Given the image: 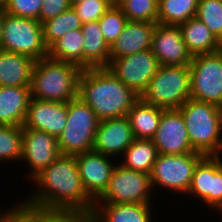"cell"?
I'll use <instances>...</instances> for the list:
<instances>
[{"instance_id": "39", "label": "cell", "mask_w": 222, "mask_h": 222, "mask_svg": "<svg viewBox=\"0 0 222 222\" xmlns=\"http://www.w3.org/2000/svg\"><path fill=\"white\" fill-rule=\"evenodd\" d=\"M4 8L0 6V43L2 39V29H3V20H4Z\"/></svg>"}, {"instance_id": "33", "label": "cell", "mask_w": 222, "mask_h": 222, "mask_svg": "<svg viewBox=\"0 0 222 222\" xmlns=\"http://www.w3.org/2000/svg\"><path fill=\"white\" fill-rule=\"evenodd\" d=\"M98 21L104 40L110 46L118 38L128 20L122 9L112 4Z\"/></svg>"}, {"instance_id": "22", "label": "cell", "mask_w": 222, "mask_h": 222, "mask_svg": "<svg viewBox=\"0 0 222 222\" xmlns=\"http://www.w3.org/2000/svg\"><path fill=\"white\" fill-rule=\"evenodd\" d=\"M35 60L0 49V86L30 87Z\"/></svg>"}, {"instance_id": "2", "label": "cell", "mask_w": 222, "mask_h": 222, "mask_svg": "<svg viewBox=\"0 0 222 222\" xmlns=\"http://www.w3.org/2000/svg\"><path fill=\"white\" fill-rule=\"evenodd\" d=\"M77 97L96 113L100 121L127 116L140 98L106 67L82 69Z\"/></svg>"}, {"instance_id": "11", "label": "cell", "mask_w": 222, "mask_h": 222, "mask_svg": "<svg viewBox=\"0 0 222 222\" xmlns=\"http://www.w3.org/2000/svg\"><path fill=\"white\" fill-rule=\"evenodd\" d=\"M160 67L151 49L125 57L110 58L106 67L127 87L141 96Z\"/></svg>"}, {"instance_id": "10", "label": "cell", "mask_w": 222, "mask_h": 222, "mask_svg": "<svg viewBox=\"0 0 222 222\" xmlns=\"http://www.w3.org/2000/svg\"><path fill=\"white\" fill-rule=\"evenodd\" d=\"M190 69L191 98L222 105V50L192 57Z\"/></svg>"}, {"instance_id": "14", "label": "cell", "mask_w": 222, "mask_h": 222, "mask_svg": "<svg viewBox=\"0 0 222 222\" xmlns=\"http://www.w3.org/2000/svg\"><path fill=\"white\" fill-rule=\"evenodd\" d=\"M158 154L179 155L196 152L191 145L187 128L178 109L163 110L157 131L151 139Z\"/></svg>"}, {"instance_id": "18", "label": "cell", "mask_w": 222, "mask_h": 222, "mask_svg": "<svg viewBox=\"0 0 222 222\" xmlns=\"http://www.w3.org/2000/svg\"><path fill=\"white\" fill-rule=\"evenodd\" d=\"M67 103L30 99L24 128L44 131L58 138L67 122Z\"/></svg>"}, {"instance_id": "13", "label": "cell", "mask_w": 222, "mask_h": 222, "mask_svg": "<svg viewBox=\"0 0 222 222\" xmlns=\"http://www.w3.org/2000/svg\"><path fill=\"white\" fill-rule=\"evenodd\" d=\"M60 155L57 138L41 130L23 127L20 163L22 161L24 166L26 165L30 169L26 173L27 182L47 168Z\"/></svg>"}, {"instance_id": "34", "label": "cell", "mask_w": 222, "mask_h": 222, "mask_svg": "<svg viewBox=\"0 0 222 222\" xmlns=\"http://www.w3.org/2000/svg\"><path fill=\"white\" fill-rule=\"evenodd\" d=\"M112 4V0H86L72 7L82 23H87L98 21Z\"/></svg>"}, {"instance_id": "20", "label": "cell", "mask_w": 222, "mask_h": 222, "mask_svg": "<svg viewBox=\"0 0 222 222\" xmlns=\"http://www.w3.org/2000/svg\"><path fill=\"white\" fill-rule=\"evenodd\" d=\"M152 209L139 203L94 204L90 216L91 222H154Z\"/></svg>"}, {"instance_id": "1", "label": "cell", "mask_w": 222, "mask_h": 222, "mask_svg": "<svg viewBox=\"0 0 222 222\" xmlns=\"http://www.w3.org/2000/svg\"><path fill=\"white\" fill-rule=\"evenodd\" d=\"M30 183L35 190L18 200L25 208L46 213H92L95 201L82 185L75 155L61 154Z\"/></svg>"}, {"instance_id": "6", "label": "cell", "mask_w": 222, "mask_h": 222, "mask_svg": "<svg viewBox=\"0 0 222 222\" xmlns=\"http://www.w3.org/2000/svg\"><path fill=\"white\" fill-rule=\"evenodd\" d=\"M67 122L57 138L61 154L78 155L92 151L100 120L96 113L78 97L67 102Z\"/></svg>"}, {"instance_id": "42", "label": "cell", "mask_w": 222, "mask_h": 222, "mask_svg": "<svg viewBox=\"0 0 222 222\" xmlns=\"http://www.w3.org/2000/svg\"><path fill=\"white\" fill-rule=\"evenodd\" d=\"M84 1H86V0H69V3L72 7L73 5L79 4V3L84 2Z\"/></svg>"}, {"instance_id": "21", "label": "cell", "mask_w": 222, "mask_h": 222, "mask_svg": "<svg viewBox=\"0 0 222 222\" xmlns=\"http://www.w3.org/2000/svg\"><path fill=\"white\" fill-rule=\"evenodd\" d=\"M30 99V87L0 86V125L23 126Z\"/></svg>"}, {"instance_id": "36", "label": "cell", "mask_w": 222, "mask_h": 222, "mask_svg": "<svg viewBox=\"0 0 222 222\" xmlns=\"http://www.w3.org/2000/svg\"><path fill=\"white\" fill-rule=\"evenodd\" d=\"M15 204L4 209L0 214V222H35V210L25 208L18 202Z\"/></svg>"}, {"instance_id": "5", "label": "cell", "mask_w": 222, "mask_h": 222, "mask_svg": "<svg viewBox=\"0 0 222 222\" xmlns=\"http://www.w3.org/2000/svg\"><path fill=\"white\" fill-rule=\"evenodd\" d=\"M140 98L164 110L179 109L191 98L189 66L160 65Z\"/></svg>"}, {"instance_id": "4", "label": "cell", "mask_w": 222, "mask_h": 222, "mask_svg": "<svg viewBox=\"0 0 222 222\" xmlns=\"http://www.w3.org/2000/svg\"><path fill=\"white\" fill-rule=\"evenodd\" d=\"M192 148L203 155L222 154L220 107L189 98L179 109Z\"/></svg>"}, {"instance_id": "31", "label": "cell", "mask_w": 222, "mask_h": 222, "mask_svg": "<svg viewBox=\"0 0 222 222\" xmlns=\"http://www.w3.org/2000/svg\"><path fill=\"white\" fill-rule=\"evenodd\" d=\"M196 17L222 43V2L218 0H199Z\"/></svg>"}, {"instance_id": "9", "label": "cell", "mask_w": 222, "mask_h": 222, "mask_svg": "<svg viewBox=\"0 0 222 222\" xmlns=\"http://www.w3.org/2000/svg\"><path fill=\"white\" fill-rule=\"evenodd\" d=\"M204 155L191 152L179 155L158 154L150 174L153 191L163 188L171 193L186 194L190 188L194 170ZM155 188V189H154Z\"/></svg>"}, {"instance_id": "16", "label": "cell", "mask_w": 222, "mask_h": 222, "mask_svg": "<svg viewBox=\"0 0 222 222\" xmlns=\"http://www.w3.org/2000/svg\"><path fill=\"white\" fill-rule=\"evenodd\" d=\"M151 50L159 64L165 66H189L193 57L186 47L180 27L174 25L156 23Z\"/></svg>"}, {"instance_id": "43", "label": "cell", "mask_w": 222, "mask_h": 222, "mask_svg": "<svg viewBox=\"0 0 222 222\" xmlns=\"http://www.w3.org/2000/svg\"><path fill=\"white\" fill-rule=\"evenodd\" d=\"M8 0H0V6H4Z\"/></svg>"}, {"instance_id": "32", "label": "cell", "mask_w": 222, "mask_h": 222, "mask_svg": "<svg viewBox=\"0 0 222 222\" xmlns=\"http://www.w3.org/2000/svg\"><path fill=\"white\" fill-rule=\"evenodd\" d=\"M120 8L129 21L157 23L158 0H128Z\"/></svg>"}, {"instance_id": "3", "label": "cell", "mask_w": 222, "mask_h": 222, "mask_svg": "<svg viewBox=\"0 0 222 222\" xmlns=\"http://www.w3.org/2000/svg\"><path fill=\"white\" fill-rule=\"evenodd\" d=\"M81 71L74 63L49 57L36 61L30 84L31 97L63 103L76 99Z\"/></svg>"}, {"instance_id": "28", "label": "cell", "mask_w": 222, "mask_h": 222, "mask_svg": "<svg viewBox=\"0 0 222 222\" xmlns=\"http://www.w3.org/2000/svg\"><path fill=\"white\" fill-rule=\"evenodd\" d=\"M199 0H158L157 23L179 26L197 14Z\"/></svg>"}, {"instance_id": "40", "label": "cell", "mask_w": 222, "mask_h": 222, "mask_svg": "<svg viewBox=\"0 0 222 222\" xmlns=\"http://www.w3.org/2000/svg\"><path fill=\"white\" fill-rule=\"evenodd\" d=\"M128 0H112L113 5L121 7Z\"/></svg>"}, {"instance_id": "44", "label": "cell", "mask_w": 222, "mask_h": 222, "mask_svg": "<svg viewBox=\"0 0 222 222\" xmlns=\"http://www.w3.org/2000/svg\"><path fill=\"white\" fill-rule=\"evenodd\" d=\"M221 118H222V105L220 106Z\"/></svg>"}, {"instance_id": "17", "label": "cell", "mask_w": 222, "mask_h": 222, "mask_svg": "<svg viewBox=\"0 0 222 222\" xmlns=\"http://www.w3.org/2000/svg\"><path fill=\"white\" fill-rule=\"evenodd\" d=\"M134 140L135 137L127 116L105 119L99 122L93 150L120 159Z\"/></svg>"}, {"instance_id": "23", "label": "cell", "mask_w": 222, "mask_h": 222, "mask_svg": "<svg viewBox=\"0 0 222 222\" xmlns=\"http://www.w3.org/2000/svg\"><path fill=\"white\" fill-rule=\"evenodd\" d=\"M83 69L107 67L110 46L104 40L99 21L83 23Z\"/></svg>"}, {"instance_id": "12", "label": "cell", "mask_w": 222, "mask_h": 222, "mask_svg": "<svg viewBox=\"0 0 222 222\" xmlns=\"http://www.w3.org/2000/svg\"><path fill=\"white\" fill-rule=\"evenodd\" d=\"M194 196L209 211L222 201V155H204L197 163L190 188L186 194Z\"/></svg>"}, {"instance_id": "30", "label": "cell", "mask_w": 222, "mask_h": 222, "mask_svg": "<svg viewBox=\"0 0 222 222\" xmlns=\"http://www.w3.org/2000/svg\"><path fill=\"white\" fill-rule=\"evenodd\" d=\"M23 126L0 125V163L20 161Z\"/></svg>"}, {"instance_id": "25", "label": "cell", "mask_w": 222, "mask_h": 222, "mask_svg": "<svg viewBox=\"0 0 222 222\" xmlns=\"http://www.w3.org/2000/svg\"><path fill=\"white\" fill-rule=\"evenodd\" d=\"M163 110L147 104L139 98L127 114L135 139L151 140L153 138L159 126Z\"/></svg>"}, {"instance_id": "24", "label": "cell", "mask_w": 222, "mask_h": 222, "mask_svg": "<svg viewBox=\"0 0 222 222\" xmlns=\"http://www.w3.org/2000/svg\"><path fill=\"white\" fill-rule=\"evenodd\" d=\"M179 27L186 47L192 56L221 50V42L198 17L188 19Z\"/></svg>"}, {"instance_id": "26", "label": "cell", "mask_w": 222, "mask_h": 222, "mask_svg": "<svg viewBox=\"0 0 222 222\" xmlns=\"http://www.w3.org/2000/svg\"><path fill=\"white\" fill-rule=\"evenodd\" d=\"M157 156V147L152 140L135 139L117 160L125 168L151 174Z\"/></svg>"}, {"instance_id": "15", "label": "cell", "mask_w": 222, "mask_h": 222, "mask_svg": "<svg viewBox=\"0 0 222 222\" xmlns=\"http://www.w3.org/2000/svg\"><path fill=\"white\" fill-rule=\"evenodd\" d=\"M75 157L82 185L87 194L96 201L107 189L118 160L94 150L78 154Z\"/></svg>"}, {"instance_id": "41", "label": "cell", "mask_w": 222, "mask_h": 222, "mask_svg": "<svg viewBox=\"0 0 222 222\" xmlns=\"http://www.w3.org/2000/svg\"><path fill=\"white\" fill-rule=\"evenodd\" d=\"M213 211H215V212L218 211L219 215H220V214L222 215V201H221L220 204H219L214 210H212L211 212H213Z\"/></svg>"}, {"instance_id": "19", "label": "cell", "mask_w": 222, "mask_h": 222, "mask_svg": "<svg viewBox=\"0 0 222 222\" xmlns=\"http://www.w3.org/2000/svg\"><path fill=\"white\" fill-rule=\"evenodd\" d=\"M156 23L127 21L118 38L110 45V58L125 57L151 49Z\"/></svg>"}, {"instance_id": "35", "label": "cell", "mask_w": 222, "mask_h": 222, "mask_svg": "<svg viewBox=\"0 0 222 222\" xmlns=\"http://www.w3.org/2000/svg\"><path fill=\"white\" fill-rule=\"evenodd\" d=\"M42 3L43 0H8L3 8L7 14L39 20Z\"/></svg>"}, {"instance_id": "38", "label": "cell", "mask_w": 222, "mask_h": 222, "mask_svg": "<svg viewBox=\"0 0 222 222\" xmlns=\"http://www.w3.org/2000/svg\"><path fill=\"white\" fill-rule=\"evenodd\" d=\"M70 7L69 0H43L39 21L43 23L44 21L55 18Z\"/></svg>"}, {"instance_id": "29", "label": "cell", "mask_w": 222, "mask_h": 222, "mask_svg": "<svg viewBox=\"0 0 222 222\" xmlns=\"http://www.w3.org/2000/svg\"><path fill=\"white\" fill-rule=\"evenodd\" d=\"M82 24L81 19L73 7L60 13L55 18L44 21L42 23V28L45 45L49 48L67 32L81 29Z\"/></svg>"}, {"instance_id": "8", "label": "cell", "mask_w": 222, "mask_h": 222, "mask_svg": "<svg viewBox=\"0 0 222 222\" xmlns=\"http://www.w3.org/2000/svg\"><path fill=\"white\" fill-rule=\"evenodd\" d=\"M150 174L115 165L107 189L95 204L139 203L152 205L154 197Z\"/></svg>"}, {"instance_id": "27", "label": "cell", "mask_w": 222, "mask_h": 222, "mask_svg": "<svg viewBox=\"0 0 222 222\" xmlns=\"http://www.w3.org/2000/svg\"><path fill=\"white\" fill-rule=\"evenodd\" d=\"M83 40L81 29L69 31L48 48V57L74 63L83 69Z\"/></svg>"}, {"instance_id": "37", "label": "cell", "mask_w": 222, "mask_h": 222, "mask_svg": "<svg viewBox=\"0 0 222 222\" xmlns=\"http://www.w3.org/2000/svg\"><path fill=\"white\" fill-rule=\"evenodd\" d=\"M35 222H91V216L76 213H46L35 210Z\"/></svg>"}, {"instance_id": "7", "label": "cell", "mask_w": 222, "mask_h": 222, "mask_svg": "<svg viewBox=\"0 0 222 222\" xmlns=\"http://www.w3.org/2000/svg\"><path fill=\"white\" fill-rule=\"evenodd\" d=\"M0 49L26 55L35 61L48 57L42 23L4 13Z\"/></svg>"}]
</instances>
